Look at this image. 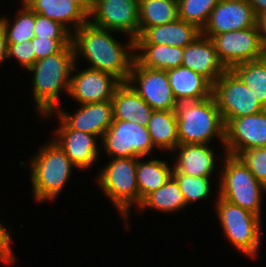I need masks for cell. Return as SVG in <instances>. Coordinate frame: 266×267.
Segmentation results:
<instances>
[{"mask_svg": "<svg viewBox=\"0 0 266 267\" xmlns=\"http://www.w3.org/2000/svg\"><path fill=\"white\" fill-rule=\"evenodd\" d=\"M112 32L92 25L89 21L72 33L75 60L82 57L91 63L88 68L109 73L121 83L127 82L135 61V41L126 46L114 39ZM133 51V52H130Z\"/></svg>", "mask_w": 266, "mask_h": 267, "instance_id": "1", "label": "cell"}, {"mask_svg": "<svg viewBox=\"0 0 266 267\" xmlns=\"http://www.w3.org/2000/svg\"><path fill=\"white\" fill-rule=\"evenodd\" d=\"M72 41L60 52L36 60L28 69L33 72V97L39 115L48 117L58 107L62 90L69 93L70 79L77 68Z\"/></svg>", "mask_w": 266, "mask_h": 267, "instance_id": "2", "label": "cell"}, {"mask_svg": "<svg viewBox=\"0 0 266 267\" xmlns=\"http://www.w3.org/2000/svg\"><path fill=\"white\" fill-rule=\"evenodd\" d=\"M175 111L179 144H209L218 137L224 145L225 124L213 95L179 102Z\"/></svg>", "mask_w": 266, "mask_h": 267, "instance_id": "3", "label": "cell"}, {"mask_svg": "<svg viewBox=\"0 0 266 267\" xmlns=\"http://www.w3.org/2000/svg\"><path fill=\"white\" fill-rule=\"evenodd\" d=\"M45 146V147H44ZM31 160L33 196L39 202L54 200L76 167L52 139Z\"/></svg>", "mask_w": 266, "mask_h": 267, "instance_id": "4", "label": "cell"}, {"mask_svg": "<svg viewBox=\"0 0 266 267\" xmlns=\"http://www.w3.org/2000/svg\"><path fill=\"white\" fill-rule=\"evenodd\" d=\"M218 196L261 217L262 191L266 187L250 172L238 156L224 155Z\"/></svg>", "mask_w": 266, "mask_h": 267, "instance_id": "5", "label": "cell"}, {"mask_svg": "<svg viewBox=\"0 0 266 267\" xmlns=\"http://www.w3.org/2000/svg\"><path fill=\"white\" fill-rule=\"evenodd\" d=\"M136 168L137 158H112L97 176L98 185L124 218L125 225L131 206H139Z\"/></svg>", "mask_w": 266, "mask_h": 267, "instance_id": "6", "label": "cell"}, {"mask_svg": "<svg viewBox=\"0 0 266 267\" xmlns=\"http://www.w3.org/2000/svg\"><path fill=\"white\" fill-rule=\"evenodd\" d=\"M215 206L229 242L240 252L255 258L261 243V217L219 196Z\"/></svg>", "mask_w": 266, "mask_h": 267, "instance_id": "7", "label": "cell"}, {"mask_svg": "<svg viewBox=\"0 0 266 267\" xmlns=\"http://www.w3.org/2000/svg\"><path fill=\"white\" fill-rule=\"evenodd\" d=\"M212 95L224 124L230 119L253 115L265 109L231 69H227L213 84Z\"/></svg>", "mask_w": 266, "mask_h": 267, "instance_id": "8", "label": "cell"}, {"mask_svg": "<svg viewBox=\"0 0 266 267\" xmlns=\"http://www.w3.org/2000/svg\"><path fill=\"white\" fill-rule=\"evenodd\" d=\"M101 141L107 156L113 158H143L156 149L147 126L129 121L113 120Z\"/></svg>", "mask_w": 266, "mask_h": 267, "instance_id": "9", "label": "cell"}, {"mask_svg": "<svg viewBox=\"0 0 266 267\" xmlns=\"http://www.w3.org/2000/svg\"><path fill=\"white\" fill-rule=\"evenodd\" d=\"M210 39L219 60L227 69H231L239 63L258 60L266 55L257 25L215 35Z\"/></svg>", "mask_w": 266, "mask_h": 267, "instance_id": "10", "label": "cell"}, {"mask_svg": "<svg viewBox=\"0 0 266 267\" xmlns=\"http://www.w3.org/2000/svg\"><path fill=\"white\" fill-rule=\"evenodd\" d=\"M127 83L153 110H176L178 102L165 70L144 67L135 60Z\"/></svg>", "mask_w": 266, "mask_h": 267, "instance_id": "11", "label": "cell"}, {"mask_svg": "<svg viewBox=\"0 0 266 267\" xmlns=\"http://www.w3.org/2000/svg\"><path fill=\"white\" fill-rule=\"evenodd\" d=\"M88 17L96 27L128 34L134 41L139 36V0H95Z\"/></svg>", "mask_w": 266, "mask_h": 267, "instance_id": "12", "label": "cell"}, {"mask_svg": "<svg viewBox=\"0 0 266 267\" xmlns=\"http://www.w3.org/2000/svg\"><path fill=\"white\" fill-rule=\"evenodd\" d=\"M226 154L238 156L244 150L266 147V109L263 111L230 119L225 124Z\"/></svg>", "mask_w": 266, "mask_h": 267, "instance_id": "13", "label": "cell"}, {"mask_svg": "<svg viewBox=\"0 0 266 267\" xmlns=\"http://www.w3.org/2000/svg\"><path fill=\"white\" fill-rule=\"evenodd\" d=\"M256 18L248 0H220L211 11L201 34L211 38L222 33L254 27Z\"/></svg>", "mask_w": 266, "mask_h": 267, "instance_id": "14", "label": "cell"}, {"mask_svg": "<svg viewBox=\"0 0 266 267\" xmlns=\"http://www.w3.org/2000/svg\"><path fill=\"white\" fill-rule=\"evenodd\" d=\"M121 82L113 75L86 68L71 75L69 95L79 104L111 101Z\"/></svg>", "mask_w": 266, "mask_h": 267, "instance_id": "15", "label": "cell"}, {"mask_svg": "<svg viewBox=\"0 0 266 267\" xmlns=\"http://www.w3.org/2000/svg\"><path fill=\"white\" fill-rule=\"evenodd\" d=\"M54 113L70 128L93 134L102 139L113 122L111 101L80 104L77 112L67 113L58 107Z\"/></svg>", "mask_w": 266, "mask_h": 267, "instance_id": "16", "label": "cell"}, {"mask_svg": "<svg viewBox=\"0 0 266 267\" xmlns=\"http://www.w3.org/2000/svg\"><path fill=\"white\" fill-rule=\"evenodd\" d=\"M60 126L52 139L65 152L66 156L79 169H88L96 163L99 148L98 136L83 131L70 129L60 118ZM98 155V156H97Z\"/></svg>", "mask_w": 266, "mask_h": 267, "instance_id": "17", "label": "cell"}, {"mask_svg": "<svg viewBox=\"0 0 266 267\" xmlns=\"http://www.w3.org/2000/svg\"><path fill=\"white\" fill-rule=\"evenodd\" d=\"M182 66L202 75L212 85L227 70L219 60L212 40L202 34L184 47Z\"/></svg>", "mask_w": 266, "mask_h": 267, "instance_id": "18", "label": "cell"}, {"mask_svg": "<svg viewBox=\"0 0 266 267\" xmlns=\"http://www.w3.org/2000/svg\"><path fill=\"white\" fill-rule=\"evenodd\" d=\"M200 35L201 30L197 26L178 18L167 24L148 27L135 44H166L184 48Z\"/></svg>", "mask_w": 266, "mask_h": 267, "instance_id": "19", "label": "cell"}, {"mask_svg": "<svg viewBox=\"0 0 266 267\" xmlns=\"http://www.w3.org/2000/svg\"><path fill=\"white\" fill-rule=\"evenodd\" d=\"M22 1L35 13L59 22L71 34L89 20L88 14L74 0ZM69 23L70 26H68Z\"/></svg>", "mask_w": 266, "mask_h": 267, "instance_id": "20", "label": "cell"}, {"mask_svg": "<svg viewBox=\"0 0 266 267\" xmlns=\"http://www.w3.org/2000/svg\"><path fill=\"white\" fill-rule=\"evenodd\" d=\"M177 161L173 164V174L196 177H211L215 170L216 157L208 144H178Z\"/></svg>", "mask_w": 266, "mask_h": 267, "instance_id": "21", "label": "cell"}, {"mask_svg": "<svg viewBox=\"0 0 266 267\" xmlns=\"http://www.w3.org/2000/svg\"><path fill=\"white\" fill-rule=\"evenodd\" d=\"M176 101H198L212 96L213 85L195 71L179 66L166 71Z\"/></svg>", "mask_w": 266, "mask_h": 267, "instance_id": "22", "label": "cell"}, {"mask_svg": "<svg viewBox=\"0 0 266 267\" xmlns=\"http://www.w3.org/2000/svg\"><path fill=\"white\" fill-rule=\"evenodd\" d=\"M113 120L140 123L147 126L154 110L129 86L121 83L111 100Z\"/></svg>", "mask_w": 266, "mask_h": 267, "instance_id": "23", "label": "cell"}, {"mask_svg": "<svg viewBox=\"0 0 266 267\" xmlns=\"http://www.w3.org/2000/svg\"><path fill=\"white\" fill-rule=\"evenodd\" d=\"M135 60L144 67L169 70L182 66L184 48L166 44H135ZM142 51V52H141Z\"/></svg>", "mask_w": 266, "mask_h": 267, "instance_id": "24", "label": "cell"}, {"mask_svg": "<svg viewBox=\"0 0 266 267\" xmlns=\"http://www.w3.org/2000/svg\"><path fill=\"white\" fill-rule=\"evenodd\" d=\"M147 128L156 149L174 152L179 144L176 111L154 110Z\"/></svg>", "mask_w": 266, "mask_h": 267, "instance_id": "25", "label": "cell"}, {"mask_svg": "<svg viewBox=\"0 0 266 267\" xmlns=\"http://www.w3.org/2000/svg\"><path fill=\"white\" fill-rule=\"evenodd\" d=\"M137 158L136 179L139 190V205L151 192L162 187L172 176L173 168L165 161L151 159L143 162Z\"/></svg>", "mask_w": 266, "mask_h": 267, "instance_id": "26", "label": "cell"}, {"mask_svg": "<svg viewBox=\"0 0 266 267\" xmlns=\"http://www.w3.org/2000/svg\"><path fill=\"white\" fill-rule=\"evenodd\" d=\"M179 18L178 0H139V36L148 28Z\"/></svg>", "mask_w": 266, "mask_h": 267, "instance_id": "27", "label": "cell"}, {"mask_svg": "<svg viewBox=\"0 0 266 267\" xmlns=\"http://www.w3.org/2000/svg\"><path fill=\"white\" fill-rule=\"evenodd\" d=\"M187 207L182 191L177 180L171 176L160 188L147 195L137 207L139 211L143 208H154L155 210L167 212L179 211Z\"/></svg>", "mask_w": 266, "mask_h": 267, "instance_id": "28", "label": "cell"}, {"mask_svg": "<svg viewBox=\"0 0 266 267\" xmlns=\"http://www.w3.org/2000/svg\"><path fill=\"white\" fill-rule=\"evenodd\" d=\"M231 70L266 109V55L258 60L239 63L233 66Z\"/></svg>", "mask_w": 266, "mask_h": 267, "instance_id": "29", "label": "cell"}, {"mask_svg": "<svg viewBox=\"0 0 266 267\" xmlns=\"http://www.w3.org/2000/svg\"><path fill=\"white\" fill-rule=\"evenodd\" d=\"M18 12L13 25L6 17H0V26L5 32L8 44H18L34 37L35 12L23 1L22 8Z\"/></svg>", "mask_w": 266, "mask_h": 267, "instance_id": "30", "label": "cell"}, {"mask_svg": "<svg viewBox=\"0 0 266 267\" xmlns=\"http://www.w3.org/2000/svg\"><path fill=\"white\" fill-rule=\"evenodd\" d=\"M220 0H178L179 18L203 29Z\"/></svg>", "mask_w": 266, "mask_h": 267, "instance_id": "31", "label": "cell"}, {"mask_svg": "<svg viewBox=\"0 0 266 267\" xmlns=\"http://www.w3.org/2000/svg\"><path fill=\"white\" fill-rule=\"evenodd\" d=\"M172 176L177 180L187 206L207 198L211 192L210 177H193L185 174H172Z\"/></svg>", "mask_w": 266, "mask_h": 267, "instance_id": "32", "label": "cell"}, {"mask_svg": "<svg viewBox=\"0 0 266 267\" xmlns=\"http://www.w3.org/2000/svg\"><path fill=\"white\" fill-rule=\"evenodd\" d=\"M238 157L248 167L253 176L266 187V147L244 150Z\"/></svg>", "mask_w": 266, "mask_h": 267, "instance_id": "33", "label": "cell"}, {"mask_svg": "<svg viewBox=\"0 0 266 267\" xmlns=\"http://www.w3.org/2000/svg\"><path fill=\"white\" fill-rule=\"evenodd\" d=\"M34 37L72 39V34L59 22L35 13Z\"/></svg>", "mask_w": 266, "mask_h": 267, "instance_id": "34", "label": "cell"}, {"mask_svg": "<svg viewBox=\"0 0 266 267\" xmlns=\"http://www.w3.org/2000/svg\"><path fill=\"white\" fill-rule=\"evenodd\" d=\"M70 42L71 39H50L41 37H33L31 39L32 48L35 52L36 60L60 52Z\"/></svg>", "mask_w": 266, "mask_h": 267, "instance_id": "35", "label": "cell"}, {"mask_svg": "<svg viewBox=\"0 0 266 267\" xmlns=\"http://www.w3.org/2000/svg\"><path fill=\"white\" fill-rule=\"evenodd\" d=\"M15 58L19 61V65L27 70L35 63V52L32 48L31 40L18 44H8L7 59Z\"/></svg>", "mask_w": 266, "mask_h": 267, "instance_id": "36", "label": "cell"}, {"mask_svg": "<svg viewBox=\"0 0 266 267\" xmlns=\"http://www.w3.org/2000/svg\"><path fill=\"white\" fill-rule=\"evenodd\" d=\"M11 230L6 229L3 223H0V261L3 264L10 263L11 265L16 262V257L14 256L13 251L11 250Z\"/></svg>", "mask_w": 266, "mask_h": 267, "instance_id": "37", "label": "cell"}, {"mask_svg": "<svg viewBox=\"0 0 266 267\" xmlns=\"http://www.w3.org/2000/svg\"><path fill=\"white\" fill-rule=\"evenodd\" d=\"M256 25L263 47L266 49V11L257 15Z\"/></svg>", "mask_w": 266, "mask_h": 267, "instance_id": "38", "label": "cell"}, {"mask_svg": "<svg viewBox=\"0 0 266 267\" xmlns=\"http://www.w3.org/2000/svg\"><path fill=\"white\" fill-rule=\"evenodd\" d=\"M8 55V41L2 27L0 26V64L7 59Z\"/></svg>", "mask_w": 266, "mask_h": 267, "instance_id": "39", "label": "cell"}, {"mask_svg": "<svg viewBox=\"0 0 266 267\" xmlns=\"http://www.w3.org/2000/svg\"><path fill=\"white\" fill-rule=\"evenodd\" d=\"M248 3L251 5L256 16L266 11V0H248Z\"/></svg>", "mask_w": 266, "mask_h": 267, "instance_id": "40", "label": "cell"}, {"mask_svg": "<svg viewBox=\"0 0 266 267\" xmlns=\"http://www.w3.org/2000/svg\"><path fill=\"white\" fill-rule=\"evenodd\" d=\"M88 15L93 10L95 0H74Z\"/></svg>", "mask_w": 266, "mask_h": 267, "instance_id": "41", "label": "cell"}]
</instances>
